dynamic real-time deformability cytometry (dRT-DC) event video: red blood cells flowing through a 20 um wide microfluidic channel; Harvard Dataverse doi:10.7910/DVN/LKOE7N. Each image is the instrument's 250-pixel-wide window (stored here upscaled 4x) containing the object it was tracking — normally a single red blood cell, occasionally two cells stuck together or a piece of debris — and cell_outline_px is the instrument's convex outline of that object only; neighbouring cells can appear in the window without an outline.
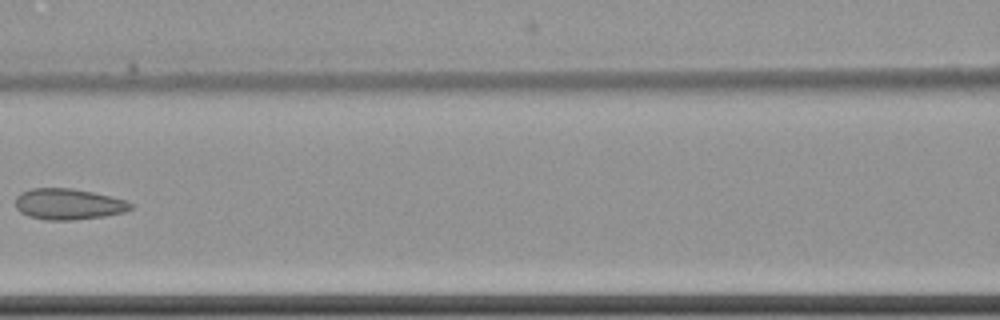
{"species": "common noctule bat (a hibernating species)", "species_latin": "Nyctalus noctula", "temperature_condition": "cold", "stored_images_in_passage": 10, "camera_frame_rate_fps": 3000, "um_per_image_px": 0.085, "animal": {"sex": "female", "body_mass_g": 22.7, "forearm_length_mm": 54.2}, "frame": {"image": 1, "passage_image": 9, "time_ms": 10.0, "image_size_px": [1000, 320], "cell_outline_px": [[132, 208], [124, 212], [104, 216], [72, 220], [44, 220], [28, 216], [20, 212], [16, 208], [16, 196], [20, 192], [32, 188], [72, 188], [92, 192], [124, 200], [132, 204]], "centroid_in_image_um": [5.76, 17.35], "position_along_channel_um": 160.8, "area_um2": 20.75}}
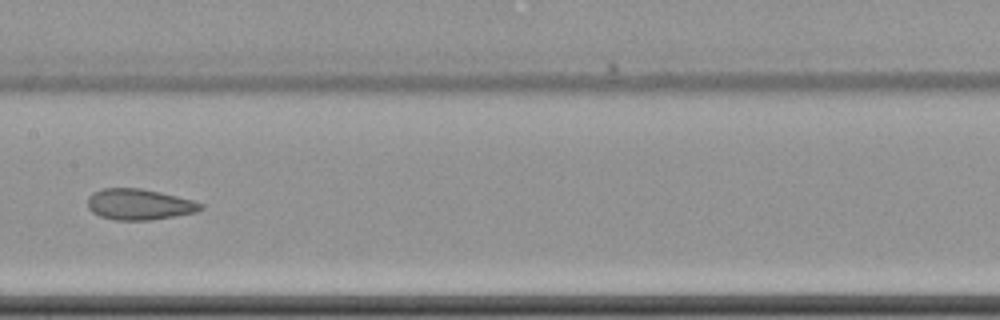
{"frame": {"image": 2, "passage_image": 10, "time_ms": 11.0, "image_size_px": [1000, 320], "cell_outline_px": [[204, 208], [196, 212], [176, 216], [148, 220], [116, 220], [100, 216], [92, 212], [88, 208], [88, 196], [92, 192], [100, 188], [140, 188], [160, 192], [192, 200], [204, 204]], "centroid_in_image_um": [11.82, 17.37], "position_along_channel_um": 195.6, "area_um2": 20.46}}